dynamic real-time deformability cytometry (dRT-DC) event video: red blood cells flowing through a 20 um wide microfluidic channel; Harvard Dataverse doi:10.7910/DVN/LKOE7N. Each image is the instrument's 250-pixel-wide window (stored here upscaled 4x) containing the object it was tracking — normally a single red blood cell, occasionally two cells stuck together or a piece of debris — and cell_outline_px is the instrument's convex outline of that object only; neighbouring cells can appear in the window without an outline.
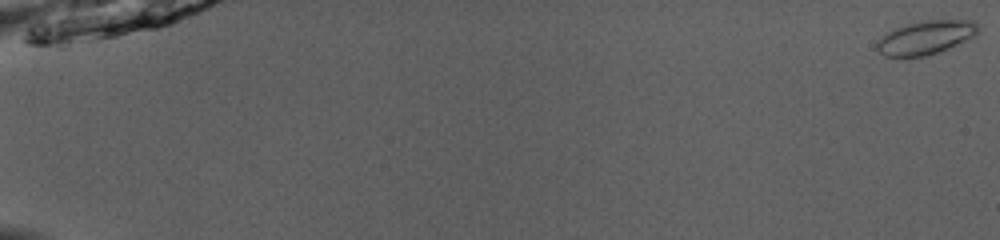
{"species": "common noctule bat (a hibernating species)", "species_latin": "Nyctalus noctula", "temperature_condition": "room temperature", "stored_images_in_passage": 53, "camera_frame_rate_fps": 3000, "um_per_image_px": 0.085, "animal": {"sex": "male", "body_mass_g": 13.0, "forearm_length_mm": 53.1}, "frame": {"image": 1, "passage_image": 1, "time_ms": 0.0, "image_size_px": [1000, 240], "cell_outline_px": [[980, 32], [976, 36], [948, 48], [924, 56], [884, 56], [876, 48], [876, 44], [888, 32], [896, 28], [908, 24], [924, 20], [972, 20], [980, 28]], "centroid_in_image_um": [78.74, 3.18], "position_along_channel_um": 6.3, "area_um2": 19.54}}
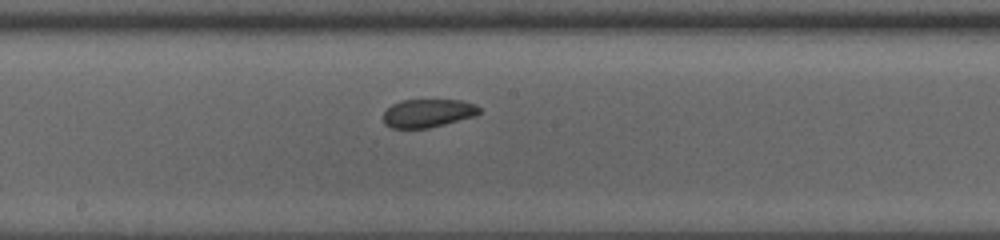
{"frame": {"image": 2, "passage_image": 31, "time_ms": 10.0, "image_size_px": [1000, 240], "cell_outline_px": [[480, 112], [476, 116], [428, 128], [392, 128], [384, 124], [384, 112], [392, 104], [400, 100], [460, 100], [476, 104], [480, 108]], "centroid_in_image_um": [36.38, 9.61], "position_along_channel_um": 211.8, "area_um2": 15.84}}
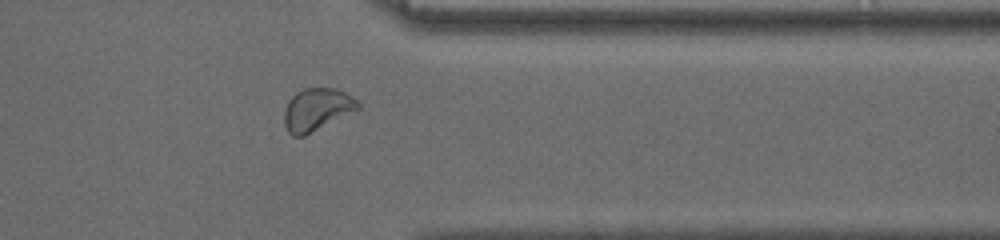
{"frame": {"image": 3, "passage_image": 44, "time_ms": 14.333, "image_size_px": [1000, 240], "cell_outline_px": [[360, 108], [304, 136], [292, 136], [288, 132], [284, 124], [284, 112], [288, 100], [296, 92], [304, 88], [336, 88], [352, 96], [360, 104]], "centroid_in_image_um": [26.91, 9.3], "position_along_channel_um": 384.5, "area_um2": 18.15}, "authors_computed_cell_mechanics": {"area_um2": 18.1492, "velocity_mm_per_s": 4.0401, "shape_relaxation_time_tau1_ms": null, "shape_relaxation_time_tau2_ms": 2.9098, "deformation_change_tau1": null, "deformation_change_tau2": 0.0615}}